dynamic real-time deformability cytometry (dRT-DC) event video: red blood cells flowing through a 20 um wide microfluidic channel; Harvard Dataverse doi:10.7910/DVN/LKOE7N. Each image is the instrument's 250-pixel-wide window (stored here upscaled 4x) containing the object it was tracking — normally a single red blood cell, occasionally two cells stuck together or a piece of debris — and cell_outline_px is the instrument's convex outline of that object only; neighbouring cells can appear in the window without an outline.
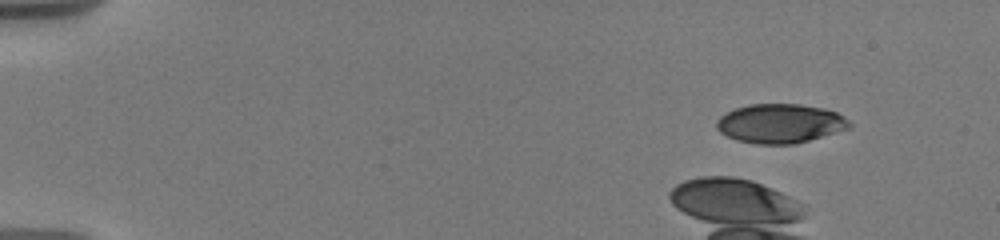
{"species": "human", "species_latin": "Homo sapiens", "temperature_condition": "warm", "stored_images_in_passage": 6, "camera_frame_rate_fps": 3000, "um_per_image_px": 0.085, "donor": {"sex": "male"}, "frame": {"image": 1, "passage_image": 2, "time_ms": 1.0, "image_size_px": [1000, 240], "cell_outline_px": [[852, 128], [808, 140], [792, 144], [756, 144], [736, 140], [720, 132], [716, 128], [716, 120], [720, 116], [736, 108], [748, 104], [800, 104], [824, 108], [836, 112], [844, 116], [852, 124]], "centroid_in_image_um": [66.32, 10.49], "position_along_channel_um": 18.7, "area_um2": 30.4}}